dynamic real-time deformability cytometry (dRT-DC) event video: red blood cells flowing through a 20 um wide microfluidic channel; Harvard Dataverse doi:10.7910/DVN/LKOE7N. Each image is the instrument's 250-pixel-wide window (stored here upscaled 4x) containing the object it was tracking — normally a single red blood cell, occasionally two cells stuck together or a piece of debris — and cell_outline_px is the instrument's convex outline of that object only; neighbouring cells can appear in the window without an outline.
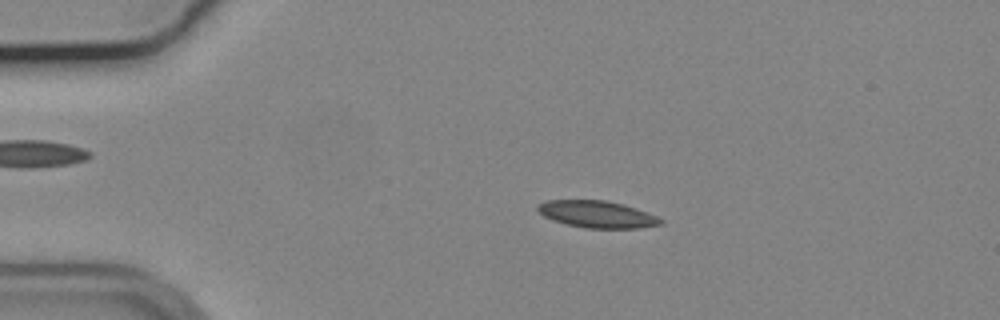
{"species": "common noctule bat (a hibernating species)", "species_latin": "Nyctalus noctula", "temperature_condition": "cold", "stored_images_in_passage": 55, "camera_frame_rate_fps": 3000, "um_per_image_px": 0.085, "animal": {"sex": "male", "body_mass_g": 19.2, "forearm_length_mm": 51.8}, "frame": {"image": 1, "passage_image": 11, "time_ms": 3.333, "image_size_px": [1000, 320], "cell_outline_px": [[664, 224], [640, 228], [584, 228], [552, 220], [544, 216], [536, 208], [544, 200], [608, 200], [624, 204], [636, 208], [656, 216], [664, 220]], "centroid_in_image_um": [50.78, 18.21], "position_along_channel_um": 34.2, "area_um2": 19.36}}
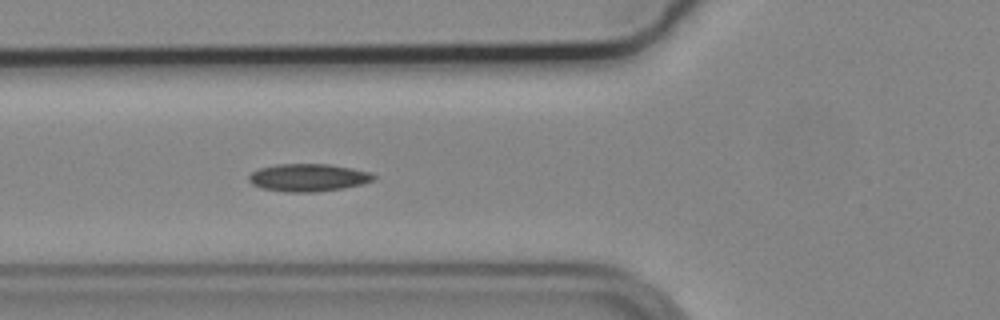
{"frame": {"image": 2, "passage_image": 20, "time_ms": 6.333, "image_size_px": [1000, 320], "cell_outline_px": [[376, 176], [372, 180], [360, 184], [344, 188], [316, 192], [284, 192], [260, 188], [252, 184], [248, 180], [248, 176], [252, 172], [260, 168], [276, 164], [328, 164], [352, 168], [368, 172]], "centroid_in_image_um": [26.14, 15.1], "position_along_channel_um": 99.7, "area_um2": 20.06}}
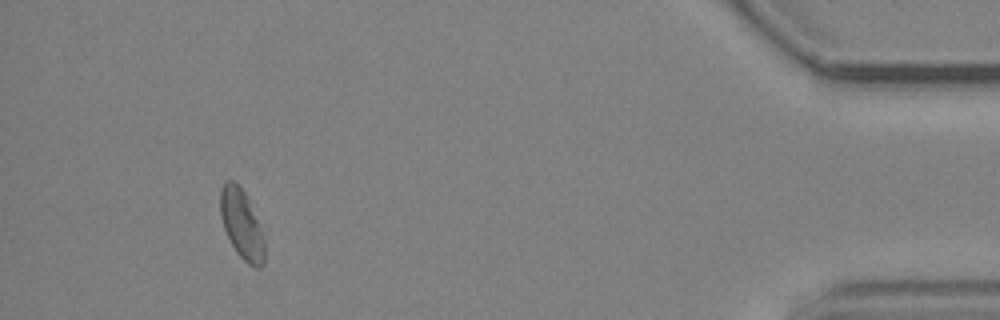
{"frame": {"image": 3, "passage_image": 51, "time_ms": 16.667, "image_size_px": [1000, 320], "cell_outline_px": [[264, 264], [260, 268], [256, 268], [248, 264], [236, 252], [224, 228], [220, 216], [220, 188], [228, 180], [232, 180], [244, 192], [260, 224], [264, 240]], "centroid_in_image_um": [20.54, 19.09], "position_along_channel_um": 414.7, "area_um2": 17.69}, "authors_computed_cell_mechanics": {"area_um2": 19.074, "velocity_mm_per_s": 3.6913, "shape_relaxation_time_tau1_ms": null, "shape_relaxation_time_tau2_ms": 4.1778, "deformation_change_tau1": null, "deformation_change_tau2": 0.0911}}